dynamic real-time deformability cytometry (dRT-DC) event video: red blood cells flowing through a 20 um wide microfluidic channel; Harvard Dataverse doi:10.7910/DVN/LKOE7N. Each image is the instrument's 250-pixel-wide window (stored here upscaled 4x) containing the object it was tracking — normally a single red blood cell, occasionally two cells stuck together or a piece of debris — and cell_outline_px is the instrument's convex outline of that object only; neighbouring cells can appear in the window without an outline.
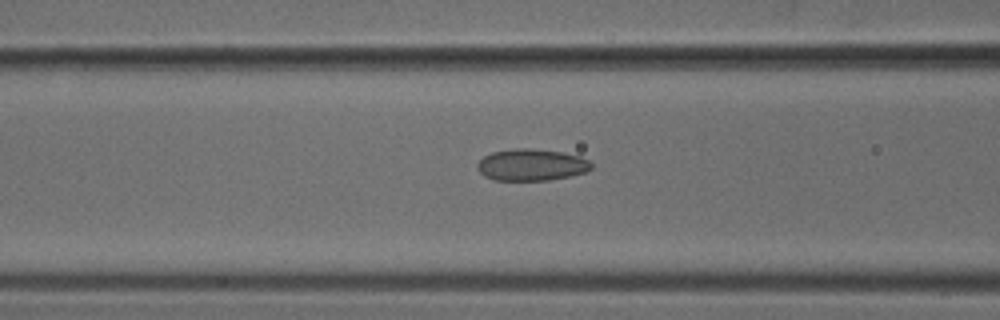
{"species": "common noctule bat (a hibernating species)", "species_latin": "Nyctalus noctula", "temperature_condition": "cold", "stored_images_in_passage": 8, "camera_frame_rate_fps": 3000, "um_per_image_px": 0.085, "animal": {"sex": "male", "body_mass_g": 18.8}, "frame": {"image": 1, "passage_image": 6, "time_ms": 1.667, "image_size_px": [1000, 320], "cell_outline_px": [[592, 168], [584, 172], [568, 176], [548, 180], [492, 180], [484, 176], [476, 168], [476, 164], [484, 156], [492, 152], [516, 148], [532, 148], [560, 152], [580, 156], [588, 160], [592, 164]], "centroid_in_image_um": [45.13, 14.01], "position_along_channel_um": 121.5, "area_um2": 21.04}}